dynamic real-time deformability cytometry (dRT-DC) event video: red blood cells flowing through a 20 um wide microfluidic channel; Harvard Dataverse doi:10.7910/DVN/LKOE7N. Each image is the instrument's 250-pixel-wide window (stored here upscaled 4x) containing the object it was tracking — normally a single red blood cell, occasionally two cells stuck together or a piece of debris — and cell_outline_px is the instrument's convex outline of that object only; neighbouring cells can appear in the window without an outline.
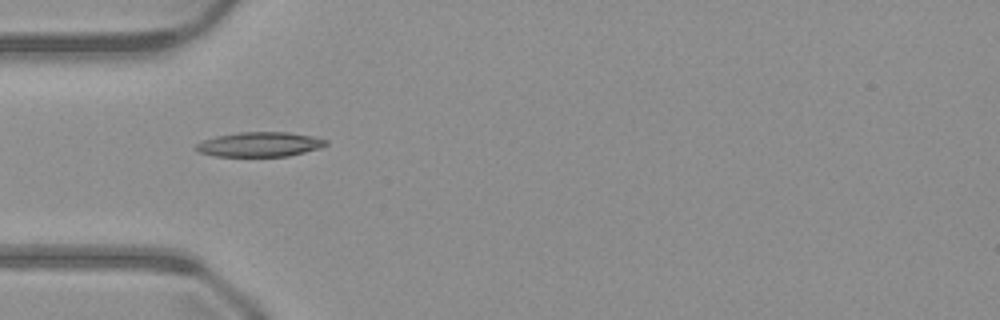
{"species": "common noctule bat (a hibernating species)", "species_latin": "Nyctalus noctula", "temperature_condition": "warm", "stored_images_in_passage": 36, "camera_frame_rate_fps": 3000, "um_per_image_px": 0.085, "animal": {"sex": "male", "body_mass_g": 23.1, "forearm_length_mm": 52.7}, "frame": {"image": 1, "passage_image": 1, "time_ms": 0.0, "image_size_px": [1000, 320], "cell_outline_px": [[328, 144], [320, 148], [288, 156], [216, 156], [200, 152], [196, 148], [196, 144], [204, 140], [216, 136], [240, 132], [288, 132], [312, 136], [328, 140]], "centroid_in_image_um": [22.11, 12.27], "position_along_channel_um": 62.9, "area_um2": 18.5}}
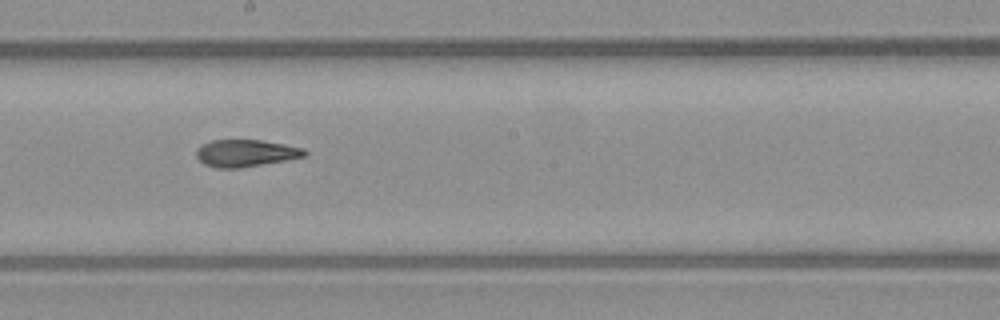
{"frame": {"image": 2, "passage_image": 13, "time_ms": 4.0, "image_size_px": [1000, 320], "cell_outline_px": [[308, 152], [304, 156], [284, 160], [240, 168], [216, 168], [204, 164], [196, 156], [196, 148], [200, 144], [212, 140], [260, 140], [284, 144], [304, 148]], "centroid_in_image_um": [20.84, 13.01], "position_along_channel_um": 227.4, "area_um2": 17.05}}
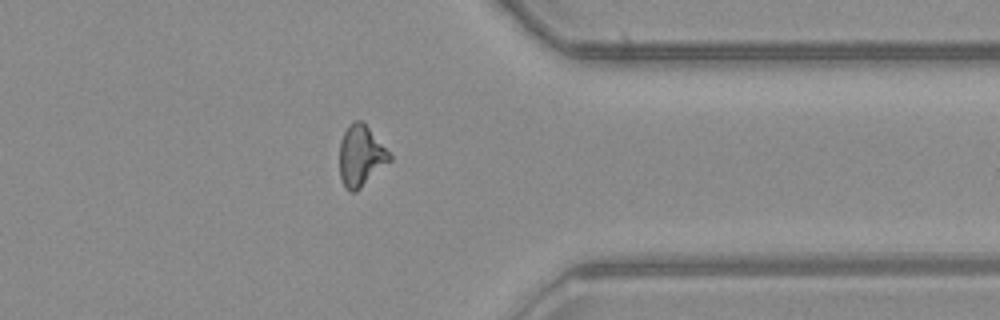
{"frame": {"image": 3, "passage_image": 25, "time_ms": 8.0, "image_size_px": [1000, 320], "cell_outline_px": [[392, 160], [356, 192], [348, 192], [344, 188], [340, 176], [340, 140], [348, 124], [352, 120], [360, 120], [368, 128], [392, 156]], "centroid_in_image_um": [30.65, 13.28], "position_along_channel_um": 380.8, "area_um2": 17.74}}